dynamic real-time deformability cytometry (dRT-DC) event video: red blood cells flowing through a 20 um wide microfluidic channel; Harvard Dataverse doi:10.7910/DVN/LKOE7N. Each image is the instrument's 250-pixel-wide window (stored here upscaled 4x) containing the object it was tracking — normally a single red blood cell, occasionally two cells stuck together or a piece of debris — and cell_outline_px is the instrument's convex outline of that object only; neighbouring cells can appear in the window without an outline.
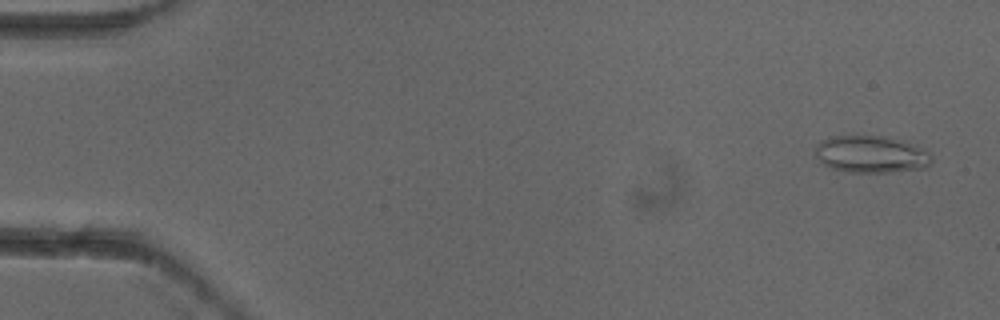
{"species": "common noctule bat (a hibernating species)", "species_latin": "Nyctalus noctula", "temperature_condition": "cold", "stored_images_in_passage": 4, "camera_frame_rate_fps": 3000, "um_per_image_px": 0.085, "animal": {"sex": "female"}, "frame": {"image": 1, "passage_image": 1, "time_ms": 0.0, "image_size_px": [1000, 320], "cell_outline_px": [[932, 160], [924, 168], [892, 172], [844, 172], [832, 168], [824, 164], [816, 156], [816, 144], [820, 140], [828, 136], [884, 136], [904, 140], [916, 144], [928, 152], [932, 156]], "centroid_in_image_um": [74.05, 13.1], "position_along_channel_um": 11.0, "area_um2": 25.37}}